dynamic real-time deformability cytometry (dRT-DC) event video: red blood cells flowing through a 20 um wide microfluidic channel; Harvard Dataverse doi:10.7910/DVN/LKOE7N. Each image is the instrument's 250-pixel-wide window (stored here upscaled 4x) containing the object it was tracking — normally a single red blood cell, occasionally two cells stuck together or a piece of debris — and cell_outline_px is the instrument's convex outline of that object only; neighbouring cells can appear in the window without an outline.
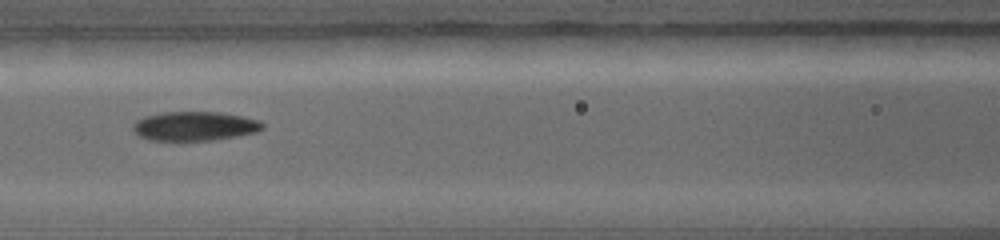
{"species": "common noctule bat (a hibernating species)", "species_latin": "Nyctalus noctula", "temperature_condition": "warm", "stored_images_in_passage": 12, "camera_frame_rate_fps": 5000, "um_per_image_px": 0.085, "animal": {"sex": "female", "body_mass_g": 19.0, "forearm_length_mm": 56.7}, "frame": {"image": 1, "passage_image": 3, "time_ms": 1.8, "image_size_px": [1000, 240], "cell_outline_px": [[264, 128], [256, 132], [216, 140], [148, 140], [140, 136], [132, 128], [132, 124], [136, 120], [144, 116], [164, 112], [220, 112], [244, 116], [260, 120], [264, 124]], "centroid_in_image_um": [16.56, 10.71], "position_along_channel_um": 150.0, "area_um2": 22.14}}
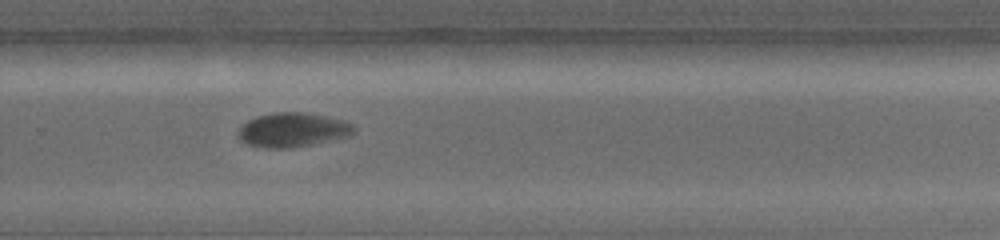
{"frame": {"image": 2, "passage_image": 7, "time_ms": 5.2, "image_size_px": [1000, 240], "cell_outline_px": [[356, 132], [352, 136], [336, 140], [292, 148], [264, 148], [248, 144], [240, 140], [236, 132], [248, 120], [256, 116], [276, 112], [304, 112], [328, 116], [344, 120], [352, 124], [356, 128]], "centroid_in_image_um": [24.94, 11.05], "position_along_channel_um": 304.9, "area_um2": 23.58}}
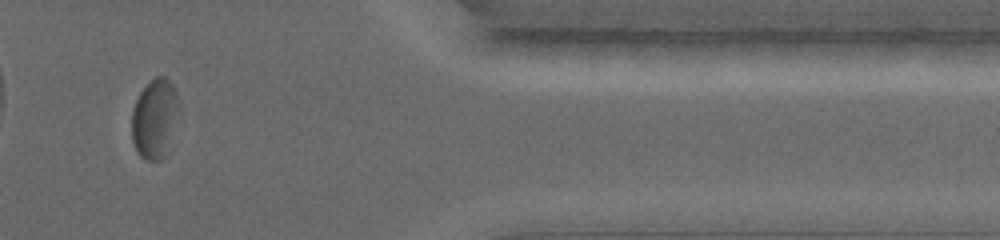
{"frame": {"image": 3, "passage_image": 10, "time_ms": 7.8, "image_size_px": [1000, 240], "cell_outline_px": [[180, 120], [164, 156], [160, 160], [148, 160], [140, 156], [136, 152], [132, 140], [132, 108], [140, 92], [156, 76], [164, 76], [172, 84], [176, 92], [180, 104]], "centroid_in_image_um": [13.19, 10.09], "position_along_channel_um": 398.2, "area_um2": 22.31}}